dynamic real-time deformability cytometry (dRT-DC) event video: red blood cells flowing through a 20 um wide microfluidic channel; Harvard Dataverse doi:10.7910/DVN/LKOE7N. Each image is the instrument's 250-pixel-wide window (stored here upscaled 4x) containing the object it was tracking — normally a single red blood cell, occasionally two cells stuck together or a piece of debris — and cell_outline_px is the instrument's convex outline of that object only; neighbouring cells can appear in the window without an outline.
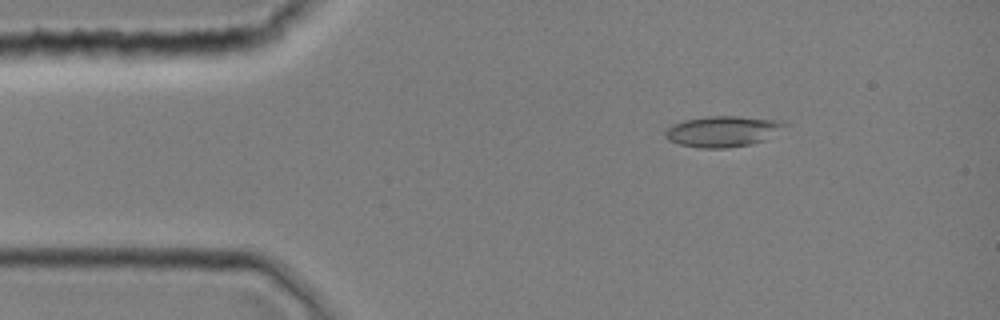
{"species": "common noctule bat (a hibernating species)", "species_latin": "Nyctalus noctula", "temperature_condition": "room temperature", "stored_images_in_passage": 1, "camera_frame_rate_fps": 3000, "um_per_image_px": 0.085, "animal": {"sex": "female", "body_mass_g": 19.0, "forearm_length_mm": 51.5}, "frame": {"image": 1, "passage_image": 1, "time_ms": 0.0, "image_size_px": [1000, 320], "cell_outline_px": [[788, 124], [764, 140], [752, 144], [728, 148], [700, 148], [680, 144], [668, 140], [664, 136], [664, 132], [672, 124], [684, 120], [708, 116], [740, 116], [780, 120]], "centroid_in_image_um": [61.4, 11.16], "position_along_channel_um": 23.6, "area_um2": 21.44}}